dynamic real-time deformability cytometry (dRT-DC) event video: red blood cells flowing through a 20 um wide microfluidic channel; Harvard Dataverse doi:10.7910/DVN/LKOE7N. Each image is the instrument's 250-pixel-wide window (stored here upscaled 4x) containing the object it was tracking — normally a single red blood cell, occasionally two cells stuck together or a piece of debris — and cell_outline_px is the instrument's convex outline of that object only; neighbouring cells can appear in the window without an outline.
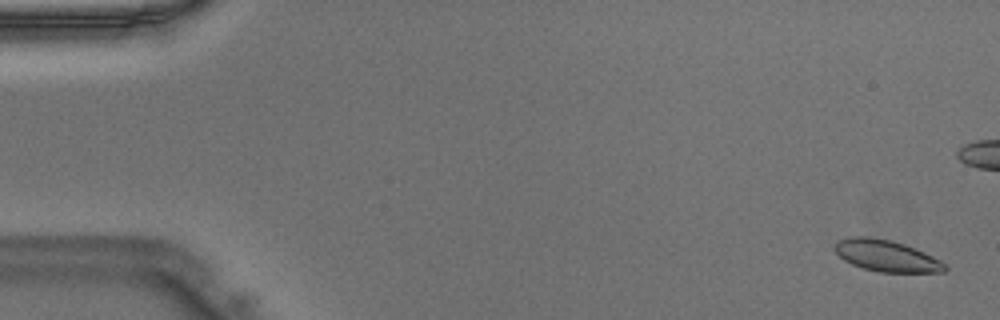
{"species": "Egyptian fruit bat (a non-hibernating species)", "species_latin": "Rousettus aegyptiacus", "temperature_condition": "warm", "stored_images_in_passage": 49, "camera_frame_rate_fps": 3000, "um_per_image_px": 0.085, "animal": {"sex": "male"}, "frame": {"image": 1, "passage_image": 2, "time_ms": 0.333, "image_size_px": [1000, 320], "cell_outline_px": [[948, 268], [944, 272], [880, 272], [864, 268], [852, 264], [844, 260], [832, 248], [836, 240], [852, 236], [868, 236], [892, 240], [916, 248], [940, 260]], "centroid_in_image_um": [75.31, 21.72], "position_along_channel_um": 9.7, "area_um2": 20.29}}
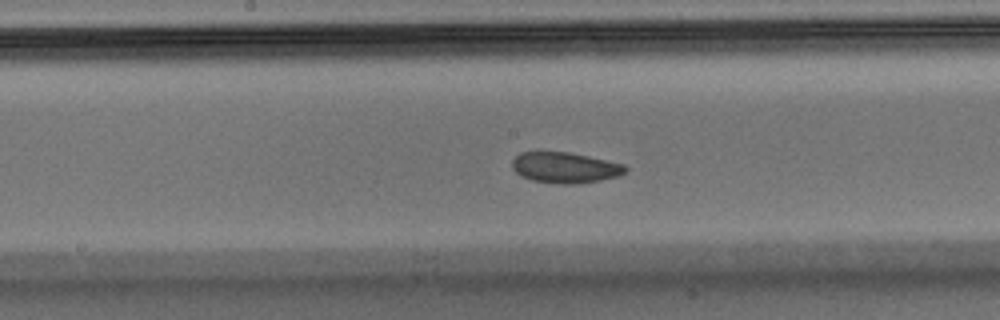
{"frame": {"image": 2, "passage_image": 25, "time_ms": 8.0, "image_size_px": [1000, 320], "cell_outline_px": [[628, 172], [620, 176], [600, 180], [576, 184], [560, 184], [532, 180], [520, 176], [512, 168], [512, 160], [520, 152], [568, 152], [588, 156], [624, 164], [628, 168]], "centroid_in_image_um": [48.05, 14.25], "position_along_channel_um": 200.2, "area_um2": 20.4}}
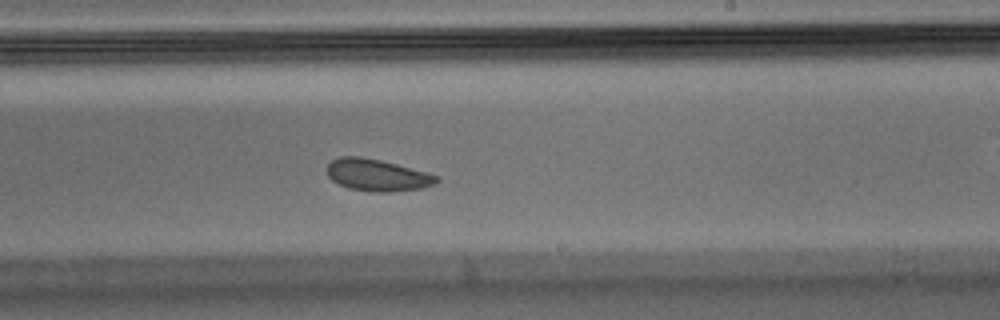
{"frame": {"image": 3, "passage_image": 29, "time_ms": 9.333, "image_size_px": [1000, 320], "cell_outline_px": [[440, 180], [436, 184], [420, 188], [388, 192], [372, 192], [348, 188], [332, 180], [328, 176], [328, 164], [332, 160], [340, 156], [360, 156], [380, 160], [428, 172], [440, 176]], "centroid_in_image_um": [32.09, 14.88], "position_along_channel_um": 256.9, "area_um2": 20.4}}